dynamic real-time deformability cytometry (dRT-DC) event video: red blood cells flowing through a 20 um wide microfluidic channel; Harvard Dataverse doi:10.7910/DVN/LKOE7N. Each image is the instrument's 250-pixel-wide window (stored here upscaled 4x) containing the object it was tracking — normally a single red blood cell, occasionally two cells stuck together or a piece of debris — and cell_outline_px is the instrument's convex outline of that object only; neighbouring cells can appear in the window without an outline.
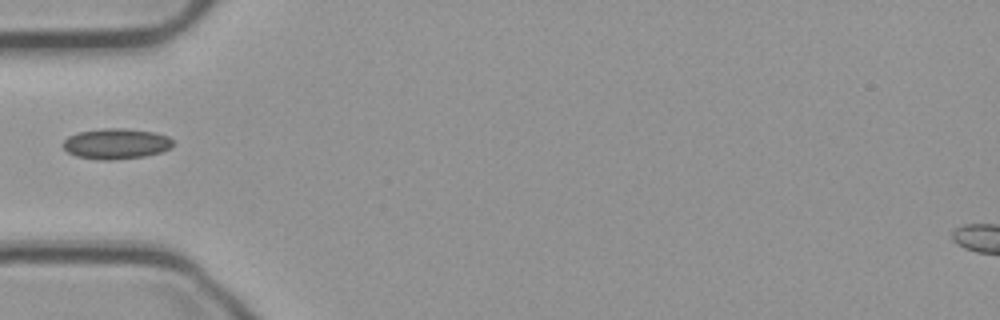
{"species": "common noctule bat (a hibernating species)", "species_latin": "Nyctalus noctula", "temperature_condition": "cold", "stored_images_in_passage": 9, "camera_frame_rate_fps": 3000, "um_per_image_px": 0.085, "animal": {"sex": "male", "body_mass_g": 23.1, "forearm_length_mm": 52.7}, "frame": {"image": 1, "passage_image": 1, "time_ms": 0.0, "image_size_px": [1000, 320], "cell_outline_px": [[172, 144], [168, 148], [160, 152], [144, 156], [112, 160], [100, 160], [76, 156], [68, 152], [64, 148], [64, 140], [68, 136], [80, 132], [100, 128], [120, 128], [152, 132], [168, 136], [172, 140]], "centroid_in_image_um": [9.83, 12.22], "position_along_channel_um": 75.2, "area_um2": 19.31}}